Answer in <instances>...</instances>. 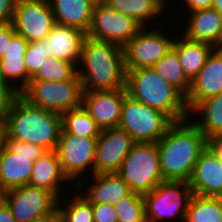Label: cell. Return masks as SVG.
I'll return each instance as SVG.
<instances>
[{
    "label": "cell",
    "instance_id": "15",
    "mask_svg": "<svg viewBox=\"0 0 222 222\" xmlns=\"http://www.w3.org/2000/svg\"><path fill=\"white\" fill-rule=\"evenodd\" d=\"M134 144L131 135L120 127L102 129L96 145L95 173H117Z\"/></svg>",
    "mask_w": 222,
    "mask_h": 222
},
{
    "label": "cell",
    "instance_id": "7",
    "mask_svg": "<svg viewBox=\"0 0 222 222\" xmlns=\"http://www.w3.org/2000/svg\"><path fill=\"white\" fill-rule=\"evenodd\" d=\"M174 123L164 112L125 95L118 127L135 143H157Z\"/></svg>",
    "mask_w": 222,
    "mask_h": 222
},
{
    "label": "cell",
    "instance_id": "28",
    "mask_svg": "<svg viewBox=\"0 0 222 222\" xmlns=\"http://www.w3.org/2000/svg\"><path fill=\"white\" fill-rule=\"evenodd\" d=\"M166 82L178 89L185 97L189 94L191 82L185 76L177 52L172 48L153 67Z\"/></svg>",
    "mask_w": 222,
    "mask_h": 222
},
{
    "label": "cell",
    "instance_id": "24",
    "mask_svg": "<svg viewBox=\"0 0 222 222\" xmlns=\"http://www.w3.org/2000/svg\"><path fill=\"white\" fill-rule=\"evenodd\" d=\"M177 39L172 48L177 52L185 76L192 82L215 48L207 43L188 40L184 36Z\"/></svg>",
    "mask_w": 222,
    "mask_h": 222
},
{
    "label": "cell",
    "instance_id": "5",
    "mask_svg": "<svg viewBox=\"0 0 222 222\" xmlns=\"http://www.w3.org/2000/svg\"><path fill=\"white\" fill-rule=\"evenodd\" d=\"M117 174L132 192L141 195L151 192L164 181L157 143H135Z\"/></svg>",
    "mask_w": 222,
    "mask_h": 222
},
{
    "label": "cell",
    "instance_id": "11",
    "mask_svg": "<svg viewBox=\"0 0 222 222\" xmlns=\"http://www.w3.org/2000/svg\"><path fill=\"white\" fill-rule=\"evenodd\" d=\"M142 28L135 19L111 9L105 2L95 3L87 36L123 48Z\"/></svg>",
    "mask_w": 222,
    "mask_h": 222
},
{
    "label": "cell",
    "instance_id": "2",
    "mask_svg": "<svg viewBox=\"0 0 222 222\" xmlns=\"http://www.w3.org/2000/svg\"><path fill=\"white\" fill-rule=\"evenodd\" d=\"M77 73L83 91L126 88L123 48L86 36Z\"/></svg>",
    "mask_w": 222,
    "mask_h": 222
},
{
    "label": "cell",
    "instance_id": "30",
    "mask_svg": "<svg viewBox=\"0 0 222 222\" xmlns=\"http://www.w3.org/2000/svg\"><path fill=\"white\" fill-rule=\"evenodd\" d=\"M0 80L21 93L31 80L25 65V55H7L0 59ZM18 81H21L20 84Z\"/></svg>",
    "mask_w": 222,
    "mask_h": 222
},
{
    "label": "cell",
    "instance_id": "1",
    "mask_svg": "<svg viewBox=\"0 0 222 222\" xmlns=\"http://www.w3.org/2000/svg\"><path fill=\"white\" fill-rule=\"evenodd\" d=\"M190 120V121H189ZM164 181L189 182L195 164L206 146V137L191 117L175 122L157 142Z\"/></svg>",
    "mask_w": 222,
    "mask_h": 222
},
{
    "label": "cell",
    "instance_id": "36",
    "mask_svg": "<svg viewBox=\"0 0 222 222\" xmlns=\"http://www.w3.org/2000/svg\"><path fill=\"white\" fill-rule=\"evenodd\" d=\"M94 222H118L113 204H93Z\"/></svg>",
    "mask_w": 222,
    "mask_h": 222
},
{
    "label": "cell",
    "instance_id": "33",
    "mask_svg": "<svg viewBox=\"0 0 222 222\" xmlns=\"http://www.w3.org/2000/svg\"><path fill=\"white\" fill-rule=\"evenodd\" d=\"M118 222H144L145 210L143 195L132 192L113 205Z\"/></svg>",
    "mask_w": 222,
    "mask_h": 222
},
{
    "label": "cell",
    "instance_id": "45",
    "mask_svg": "<svg viewBox=\"0 0 222 222\" xmlns=\"http://www.w3.org/2000/svg\"><path fill=\"white\" fill-rule=\"evenodd\" d=\"M212 8L216 9L222 15V0H213Z\"/></svg>",
    "mask_w": 222,
    "mask_h": 222
},
{
    "label": "cell",
    "instance_id": "26",
    "mask_svg": "<svg viewBox=\"0 0 222 222\" xmlns=\"http://www.w3.org/2000/svg\"><path fill=\"white\" fill-rule=\"evenodd\" d=\"M189 114L190 117H194V114L202 116L199 118L200 121H191L206 138L222 134V93L199 102Z\"/></svg>",
    "mask_w": 222,
    "mask_h": 222
},
{
    "label": "cell",
    "instance_id": "18",
    "mask_svg": "<svg viewBox=\"0 0 222 222\" xmlns=\"http://www.w3.org/2000/svg\"><path fill=\"white\" fill-rule=\"evenodd\" d=\"M189 187L200 196H222V161L207 147L200 154Z\"/></svg>",
    "mask_w": 222,
    "mask_h": 222
},
{
    "label": "cell",
    "instance_id": "25",
    "mask_svg": "<svg viewBox=\"0 0 222 222\" xmlns=\"http://www.w3.org/2000/svg\"><path fill=\"white\" fill-rule=\"evenodd\" d=\"M104 2L111 9L135 19L143 27L149 24L147 22L150 19L157 16L159 18L168 6L167 0H105Z\"/></svg>",
    "mask_w": 222,
    "mask_h": 222
},
{
    "label": "cell",
    "instance_id": "46",
    "mask_svg": "<svg viewBox=\"0 0 222 222\" xmlns=\"http://www.w3.org/2000/svg\"><path fill=\"white\" fill-rule=\"evenodd\" d=\"M92 1H94L95 3H102V2H104L105 0H92Z\"/></svg>",
    "mask_w": 222,
    "mask_h": 222
},
{
    "label": "cell",
    "instance_id": "31",
    "mask_svg": "<svg viewBox=\"0 0 222 222\" xmlns=\"http://www.w3.org/2000/svg\"><path fill=\"white\" fill-rule=\"evenodd\" d=\"M75 194L73 198H70L71 202L66 199L64 205L62 198L59 199L57 212L60 222H94L93 204L82 194Z\"/></svg>",
    "mask_w": 222,
    "mask_h": 222
},
{
    "label": "cell",
    "instance_id": "29",
    "mask_svg": "<svg viewBox=\"0 0 222 222\" xmlns=\"http://www.w3.org/2000/svg\"><path fill=\"white\" fill-rule=\"evenodd\" d=\"M62 131L74 135L99 137L101 128L83 106L61 114Z\"/></svg>",
    "mask_w": 222,
    "mask_h": 222
},
{
    "label": "cell",
    "instance_id": "34",
    "mask_svg": "<svg viewBox=\"0 0 222 222\" xmlns=\"http://www.w3.org/2000/svg\"><path fill=\"white\" fill-rule=\"evenodd\" d=\"M48 58L47 40L29 42L25 53V65L28 75L32 78Z\"/></svg>",
    "mask_w": 222,
    "mask_h": 222
},
{
    "label": "cell",
    "instance_id": "39",
    "mask_svg": "<svg viewBox=\"0 0 222 222\" xmlns=\"http://www.w3.org/2000/svg\"><path fill=\"white\" fill-rule=\"evenodd\" d=\"M17 0H0V24L12 22Z\"/></svg>",
    "mask_w": 222,
    "mask_h": 222
},
{
    "label": "cell",
    "instance_id": "21",
    "mask_svg": "<svg viewBox=\"0 0 222 222\" xmlns=\"http://www.w3.org/2000/svg\"><path fill=\"white\" fill-rule=\"evenodd\" d=\"M67 181L69 179L62 171L56 150H51L34 161L28 185L49 191L59 200L62 197V183Z\"/></svg>",
    "mask_w": 222,
    "mask_h": 222
},
{
    "label": "cell",
    "instance_id": "32",
    "mask_svg": "<svg viewBox=\"0 0 222 222\" xmlns=\"http://www.w3.org/2000/svg\"><path fill=\"white\" fill-rule=\"evenodd\" d=\"M77 73V68L62 59L46 58L42 67L30 81H65Z\"/></svg>",
    "mask_w": 222,
    "mask_h": 222
},
{
    "label": "cell",
    "instance_id": "19",
    "mask_svg": "<svg viewBox=\"0 0 222 222\" xmlns=\"http://www.w3.org/2000/svg\"><path fill=\"white\" fill-rule=\"evenodd\" d=\"M86 36L87 33L78 28L56 23L46 37L48 58L62 59L77 68Z\"/></svg>",
    "mask_w": 222,
    "mask_h": 222
},
{
    "label": "cell",
    "instance_id": "4",
    "mask_svg": "<svg viewBox=\"0 0 222 222\" xmlns=\"http://www.w3.org/2000/svg\"><path fill=\"white\" fill-rule=\"evenodd\" d=\"M126 90L133 99L164 112L174 122L190 119L186 97L152 67L126 70Z\"/></svg>",
    "mask_w": 222,
    "mask_h": 222
},
{
    "label": "cell",
    "instance_id": "43",
    "mask_svg": "<svg viewBox=\"0 0 222 222\" xmlns=\"http://www.w3.org/2000/svg\"><path fill=\"white\" fill-rule=\"evenodd\" d=\"M6 123L0 122V152L5 148L6 146Z\"/></svg>",
    "mask_w": 222,
    "mask_h": 222
},
{
    "label": "cell",
    "instance_id": "37",
    "mask_svg": "<svg viewBox=\"0 0 222 222\" xmlns=\"http://www.w3.org/2000/svg\"><path fill=\"white\" fill-rule=\"evenodd\" d=\"M15 34L16 31L12 22L0 24V59L4 56L8 43Z\"/></svg>",
    "mask_w": 222,
    "mask_h": 222
},
{
    "label": "cell",
    "instance_id": "16",
    "mask_svg": "<svg viewBox=\"0 0 222 222\" xmlns=\"http://www.w3.org/2000/svg\"><path fill=\"white\" fill-rule=\"evenodd\" d=\"M126 88L83 91L82 106L102 129L118 127Z\"/></svg>",
    "mask_w": 222,
    "mask_h": 222
},
{
    "label": "cell",
    "instance_id": "22",
    "mask_svg": "<svg viewBox=\"0 0 222 222\" xmlns=\"http://www.w3.org/2000/svg\"><path fill=\"white\" fill-rule=\"evenodd\" d=\"M92 182L82 195L92 204H116L132 191L128 184L117 173H94Z\"/></svg>",
    "mask_w": 222,
    "mask_h": 222
},
{
    "label": "cell",
    "instance_id": "14",
    "mask_svg": "<svg viewBox=\"0 0 222 222\" xmlns=\"http://www.w3.org/2000/svg\"><path fill=\"white\" fill-rule=\"evenodd\" d=\"M12 23L28 42L46 39L56 24L49 0H17Z\"/></svg>",
    "mask_w": 222,
    "mask_h": 222
},
{
    "label": "cell",
    "instance_id": "40",
    "mask_svg": "<svg viewBox=\"0 0 222 222\" xmlns=\"http://www.w3.org/2000/svg\"><path fill=\"white\" fill-rule=\"evenodd\" d=\"M206 146L222 161V134H214L206 138Z\"/></svg>",
    "mask_w": 222,
    "mask_h": 222
},
{
    "label": "cell",
    "instance_id": "27",
    "mask_svg": "<svg viewBox=\"0 0 222 222\" xmlns=\"http://www.w3.org/2000/svg\"><path fill=\"white\" fill-rule=\"evenodd\" d=\"M184 222H222L221 197L192 194Z\"/></svg>",
    "mask_w": 222,
    "mask_h": 222
},
{
    "label": "cell",
    "instance_id": "3",
    "mask_svg": "<svg viewBox=\"0 0 222 222\" xmlns=\"http://www.w3.org/2000/svg\"><path fill=\"white\" fill-rule=\"evenodd\" d=\"M5 123L6 138L34 143L47 151L56 150L62 131L61 114L35 107L19 96Z\"/></svg>",
    "mask_w": 222,
    "mask_h": 222
},
{
    "label": "cell",
    "instance_id": "20",
    "mask_svg": "<svg viewBox=\"0 0 222 222\" xmlns=\"http://www.w3.org/2000/svg\"><path fill=\"white\" fill-rule=\"evenodd\" d=\"M188 13L186 31L183 36L194 42L207 43L222 48V15L214 8L200 9ZM190 15V17H189Z\"/></svg>",
    "mask_w": 222,
    "mask_h": 222
},
{
    "label": "cell",
    "instance_id": "8",
    "mask_svg": "<svg viewBox=\"0 0 222 222\" xmlns=\"http://www.w3.org/2000/svg\"><path fill=\"white\" fill-rule=\"evenodd\" d=\"M46 151L34 143L6 138V146L0 152V194L28 185L34 161Z\"/></svg>",
    "mask_w": 222,
    "mask_h": 222
},
{
    "label": "cell",
    "instance_id": "44",
    "mask_svg": "<svg viewBox=\"0 0 222 222\" xmlns=\"http://www.w3.org/2000/svg\"><path fill=\"white\" fill-rule=\"evenodd\" d=\"M31 222H60L58 212L56 214H51L42 218L35 219Z\"/></svg>",
    "mask_w": 222,
    "mask_h": 222
},
{
    "label": "cell",
    "instance_id": "10",
    "mask_svg": "<svg viewBox=\"0 0 222 222\" xmlns=\"http://www.w3.org/2000/svg\"><path fill=\"white\" fill-rule=\"evenodd\" d=\"M17 222H31L57 213L58 199L49 191L29 185L12 188L0 194Z\"/></svg>",
    "mask_w": 222,
    "mask_h": 222
},
{
    "label": "cell",
    "instance_id": "6",
    "mask_svg": "<svg viewBox=\"0 0 222 222\" xmlns=\"http://www.w3.org/2000/svg\"><path fill=\"white\" fill-rule=\"evenodd\" d=\"M20 96L35 107L62 114L82 106V82L78 73L65 81H29Z\"/></svg>",
    "mask_w": 222,
    "mask_h": 222
},
{
    "label": "cell",
    "instance_id": "9",
    "mask_svg": "<svg viewBox=\"0 0 222 222\" xmlns=\"http://www.w3.org/2000/svg\"><path fill=\"white\" fill-rule=\"evenodd\" d=\"M192 189L188 182L163 181L151 192L143 195L145 219L159 222L178 217L184 222Z\"/></svg>",
    "mask_w": 222,
    "mask_h": 222
},
{
    "label": "cell",
    "instance_id": "38",
    "mask_svg": "<svg viewBox=\"0 0 222 222\" xmlns=\"http://www.w3.org/2000/svg\"><path fill=\"white\" fill-rule=\"evenodd\" d=\"M28 43L29 42L26 39H24L22 36L15 34L11 38L10 43H8V48L4 56L25 55Z\"/></svg>",
    "mask_w": 222,
    "mask_h": 222
},
{
    "label": "cell",
    "instance_id": "23",
    "mask_svg": "<svg viewBox=\"0 0 222 222\" xmlns=\"http://www.w3.org/2000/svg\"><path fill=\"white\" fill-rule=\"evenodd\" d=\"M55 22L88 32L95 2L92 0H49Z\"/></svg>",
    "mask_w": 222,
    "mask_h": 222
},
{
    "label": "cell",
    "instance_id": "35",
    "mask_svg": "<svg viewBox=\"0 0 222 222\" xmlns=\"http://www.w3.org/2000/svg\"><path fill=\"white\" fill-rule=\"evenodd\" d=\"M20 93L12 85L0 80V122H5L14 101Z\"/></svg>",
    "mask_w": 222,
    "mask_h": 222
},
{
    "label": "cell",
    "instance_id": "12",
    "mask_svg": "<svg viewBox=\"0 0 222 222\" xmlns=\"http://www.w3.org/2000/svg\"><path fill=\"white\" fill-rule=\"evenodd\" d=\"M143 27L124 47L126 70L153 67L173 46L171 39L162 29Z\"/></svg>",
    "mask_w": 222,
    "mask_h": 222
},
{
    "label": "cell",
    "instance_id": "17",
    "mask_svg": "<svg viewBox=\"0 0 222 222\" xmlns=\"http://www.w3.org/2000/svg\"><path fill=\"white\" fill-rule=\"evenodd\" d=\"M222 93V48H215L191 82L186 103L189 112L201 101Z\"/></svg>",
    "mask_w": 222,
    "mask_h": 222
},
{
    "label": "cell",
    "instance_id": "13",
    "mask_svg": "<svg viewBox=\"0 0 222 222\" xmlns=\"http://www.w3.org/2000/svg\"><path fill=\"white\" fill-rule=\"evenodd\" d=\"M98 137H88L61 132L56 152L62 171L70 181L90 170L95 173V153ZM88 168V169H87ZM87 169V170H86ZM75 179V180H74Z\"/></svg>",
    "mask_w": 222,
    "mask_h": 222
},
{
    "label": "cell",
    "instance_id": "41",
    "mask_svg": "<svg viewBox=\"0 0 222 222\" xmlns=\"http://www.w3.org/2000/svg\"><path fill=\"white\" fill-rule=\"evenodd\" d=\"M184 4H186V9L188 7L187 12H193L200 9H206L212 7L213 0H184Z\"/></svg>",
    "mask_w": 222,
    "mask_h": 222
},
{
    "label": "cell",
    "instance_id": "42",
    "mask_svg": "<svg viewBox=\"0 0 222 222\" xmlns=\"http://www.w3.org/2000/svg\"><path fill=\"white\" fill-rule=\"evenodd\" d=\"M0 222H17L7 205L0 199Z\"/></svg>",
    "mask_w": 222,
    "mask_h": 222
}]
</instances>
